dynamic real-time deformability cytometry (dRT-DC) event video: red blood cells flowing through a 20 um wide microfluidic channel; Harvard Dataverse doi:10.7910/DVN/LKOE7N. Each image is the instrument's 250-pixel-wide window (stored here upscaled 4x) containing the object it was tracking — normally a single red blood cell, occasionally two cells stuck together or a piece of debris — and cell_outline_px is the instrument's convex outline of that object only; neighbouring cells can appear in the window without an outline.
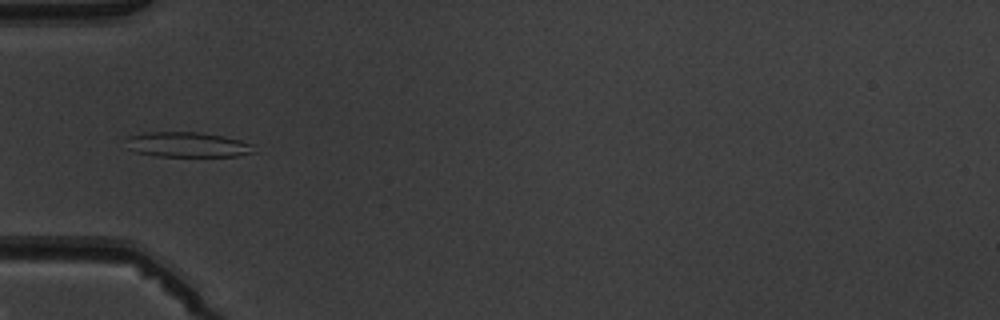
{"species": "common noctule bat (a hibernating species)", "species_latin": "Nyctalus noctula", "temperature_condition": "warm", "stored_images_in_passage": 2, "camera_frame_rate_fps": 3000, "um_per_image_px": 0.085, "animal": {"sex": "male", "body_mass_g": 19.5, "forearm_length_mm": 54.6}, "frame": {"image": 1, "passage_image": 2, "time_ms": 1.0, "image_size_px": [1000, 320], "cell_outline_px": [[256, 152], [236, 156], [156, 156], [136, 152], [128, 148], [128, 136], [148, 132], [196, 132], [224, 136], [240, 140], [252, 144]], "centroid_in_image_um": [15.96, 12.3], "position_along_channel_um": 69.0, "area_um2": 18.55}}